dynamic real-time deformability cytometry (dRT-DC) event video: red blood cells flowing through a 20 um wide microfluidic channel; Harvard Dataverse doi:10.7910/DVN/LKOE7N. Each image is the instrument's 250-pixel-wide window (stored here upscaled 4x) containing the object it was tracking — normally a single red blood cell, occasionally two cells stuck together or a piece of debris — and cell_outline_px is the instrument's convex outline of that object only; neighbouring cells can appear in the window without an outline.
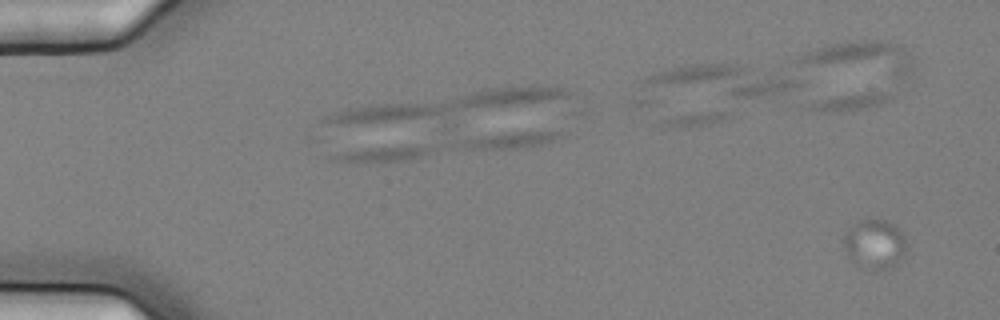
{"species": "common noctule bat (a hibernating species)", "species_latin": "Nyctalus noctula", "temperature_condition": "cold", "stored_images_in_passage": 6, "camera_frame_rate_fps": 3000, "um_per_image_px": 0.085, "animal": {"sex": "female", "body_mass_g": 25.1}, "frame": {"image": 1, "passage_image": 1, "time_ms": 0.0, "image_size_px": [1000, 320], "cell_outline_px": [[908, 248], [904, 256], [892, 268], [880, 272], [872, 272], [856, 268], [848, 260], [840, 240], [856, 224], [864, 220], [888, 220], [896, 224], [904, 236]], "centroid_in_image_um": [74.34, 20.86], "position_along_channel_um": 10.7, "area_um2": 19.13}}